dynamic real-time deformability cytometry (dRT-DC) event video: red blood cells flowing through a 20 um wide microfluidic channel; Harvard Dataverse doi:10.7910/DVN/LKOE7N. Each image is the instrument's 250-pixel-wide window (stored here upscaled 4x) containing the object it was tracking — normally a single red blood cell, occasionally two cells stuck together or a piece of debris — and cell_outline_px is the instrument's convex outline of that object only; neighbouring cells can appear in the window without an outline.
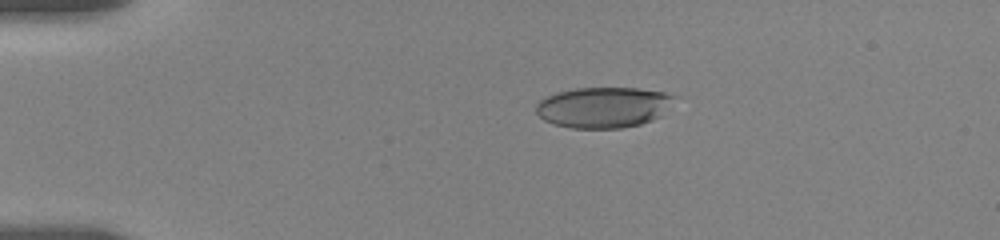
{"species": "human", "species_latin": "Homo sapiens", "temperature_condition": "room temperature", "stored_images_in_passage": 26, "camera_frame_rate_fps": 3000, "um_per_image_px": 0.085, "donor": {"sex": "female"}, "frame": {"image": 1, "passage_image": 6, "time_ms": 3.333, "image_size_px": [1000, 240], "cell_outline_px": [[680, 96], [660, 116], [652, 120], [640, 124], [620, 128], [572, 128], [552, 124], [544, 120], [536, 112], [536, 104], [540, 100], [556, 92], [576, 88], [636, 88], [664, 92]], "centroid_in_image_um": [51.32, 9.11], "position_along_channel_um": 33.7, "area_um2": 33.0}}
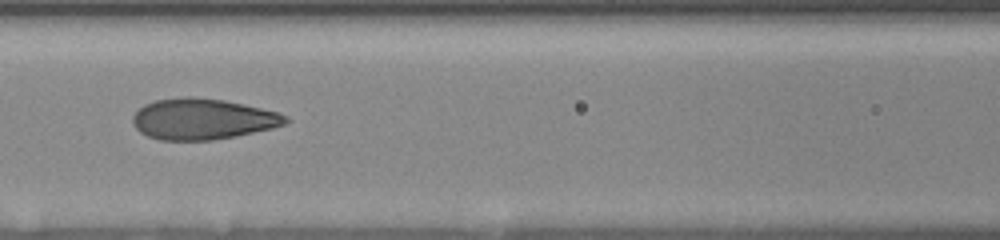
{"frame": {"image": 2, "passage_image": 17, "time_ms": 8.0, "image_size_px": [1000, 240], "cell_outline_px": [[292, 120], [284, 124], [272, 128], [236, 136], [212, 140], [160, 140], [148, 136], [140, 132], [132, 124], [132, 116], [144, 104], [156, 100], [188, 96], [192, 96], [224, 100], [244, 104], [276, 112], [288, 116]], "centroid_in_image_um": [17.22, 10.12], "position_along_channel_um": 149.4, "area_um2": 36.47}}
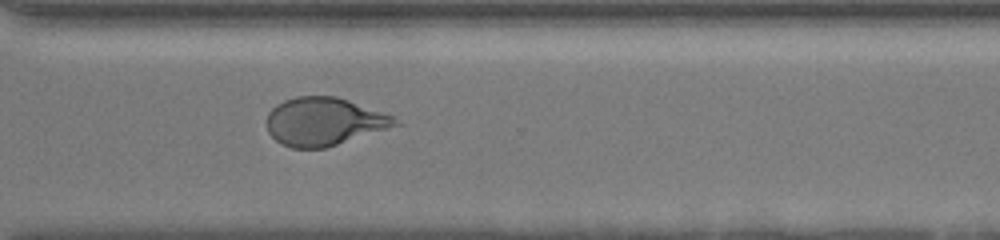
{"frame": {"image": 3, "passage_image": 26, "time_ms": 13.333, "image_size_px": [1000, 240], "cell_outline_px": [[400, 124], [388, 128], [324, 148], [292, 148], [280, 144], [268, 132], [268, 112], [276, 104], [284, 100], [296, 96], [336, 96], [348, 100], [392, 116], [400, 120]], "centroid_in_image_um": [27.5, 10.33], "position_along_channel_um": 343.1, "area_um2": 35.55}}